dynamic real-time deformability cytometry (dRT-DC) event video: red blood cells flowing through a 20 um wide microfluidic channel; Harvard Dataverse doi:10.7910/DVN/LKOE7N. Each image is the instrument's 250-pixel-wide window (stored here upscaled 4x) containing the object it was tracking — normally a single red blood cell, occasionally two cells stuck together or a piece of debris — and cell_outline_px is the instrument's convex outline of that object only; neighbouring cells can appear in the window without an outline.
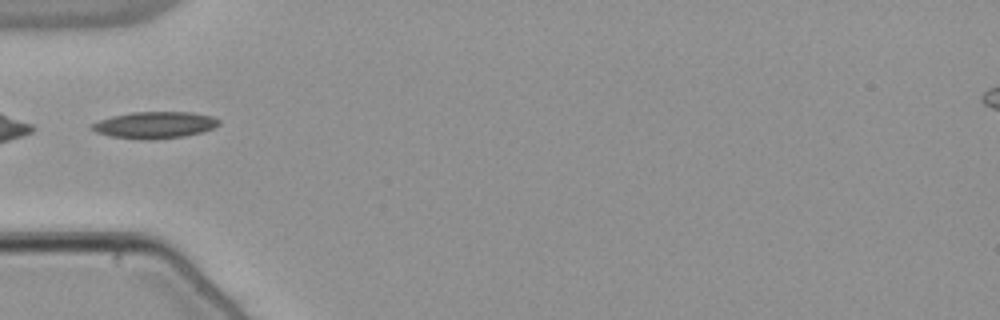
{"species": "common noctule bat (a hibernating species)", "species_latin": "Nyctalus noctula", "temperature_condition": "warm", "stored_images_in_passage": 28, "camera_frame_rate_fps": 3000, "um_per_image_px": 0.085, "animal": {"sex": "male", "body_mass_g": 21.5, "forearm_length_mm": 52.0}, "frame": {"image": 1, "passage_image": 1, "time_ms": 0.0, "image_size_px": [1000, 320], "cell_outline_px": [[220, 124], [204, 132], [184, 136], [152, 140], [144, 140], [112, 136], [96, 132], [88, 128], [92, 124], [100, 120], [112, 116], [132, 112], [192, 112], [212, 116], [220, 120]], "centroid_in_image_um": [13.17, 10.62], "position_along_channel_um": 71.8, "area_um2": 19.83}}
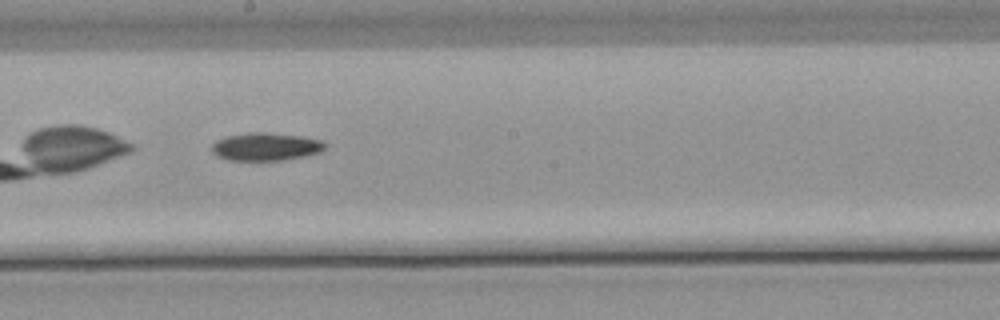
{"frame": {"image": 2, "passage_image": 13, "time_ms": 4.0, "image_size_px": [1000, 320], "cell_outline_px": [[328, 144], [320, 152], [304, 156], [280, 160], [228, 160], [216, 156], [212, 152], [212, 144], [216, 140], [228, 136], [248, 132], [264, 132], [300, 136], [320, 140]], "centroid_in_image_um": [22.57, 12.46], "position_along_channel_um": 225.6, "area_um2": 18.32}}
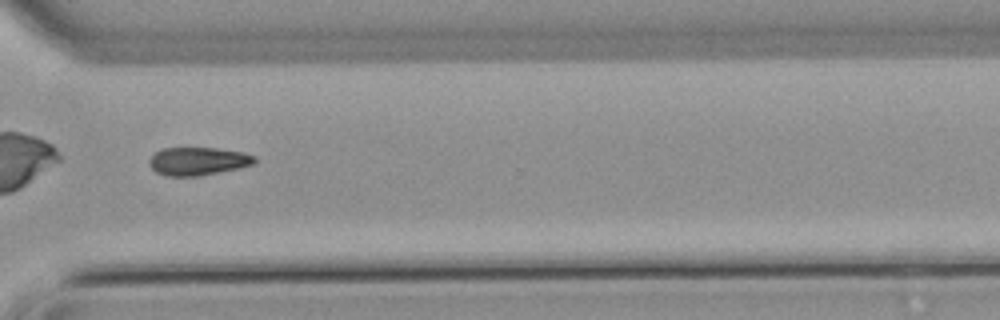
{"frame": {"image": 3, "passage_image": 23, "time_ms": 7.333, "image_size_px": [1000, 320], "cell_outline_px": [[256, 160], [252, 164], [236, 168], [200, 176], [168, 176], [156, 172], [148, 164], [148, 160], [160, 148], [216, 148], [244, 152], [256, 156]], "centroid_in_image_um": [16.8, 13.69], "position_along_channel_um": 353.8, "area_um2": 17.17}, "authors_computed_cell_mechanics": {"area_um2": 18.4382, "velocity_mm_per_s": 3.8414, "shape_relaxation_time_tau1_ms": 6.1316, "shape_relaxation_time_tau2_ms": null, "deformation_change_tau1": 0.1072, "deformation_change_tau2": null}}